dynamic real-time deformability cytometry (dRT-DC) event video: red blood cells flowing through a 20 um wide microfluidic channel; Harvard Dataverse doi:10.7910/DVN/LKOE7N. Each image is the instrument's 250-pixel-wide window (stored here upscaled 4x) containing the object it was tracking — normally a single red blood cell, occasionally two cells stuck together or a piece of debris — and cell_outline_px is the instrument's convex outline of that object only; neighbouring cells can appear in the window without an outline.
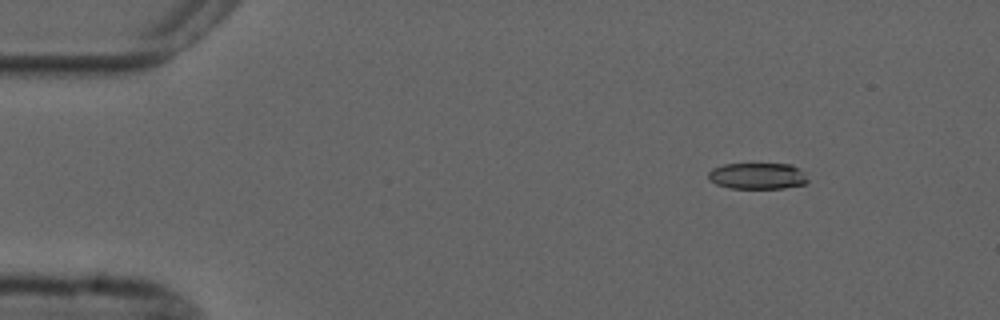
{"species": "common noctule bat (a hibernating species)", "species_latin": "Nyctalus noctula", "temperature_condition": "cold", "stored_images_in_passage": 8, "camera_frame_rate_fps": 3000, "um_per_image_px": 0.085, "animal": {"sex": "male", "forearm_length_mm": 52.5}, "frame": {"image": 1, "passage_image": 2, "time_ms": 1.0, "image_size_px": [1000, 320], "cell_outline_px": [[808, 180], [804, 184], [784, 188], [728, 188], [716, 184], [708, 180], [708, 172], [712, 168], [724, 164], [792, 164], [804, 172]], "centroid_in_image_um": [64.36, 14.95], "position_along_channel_um": 20.6, "area_um2": 15.32}}
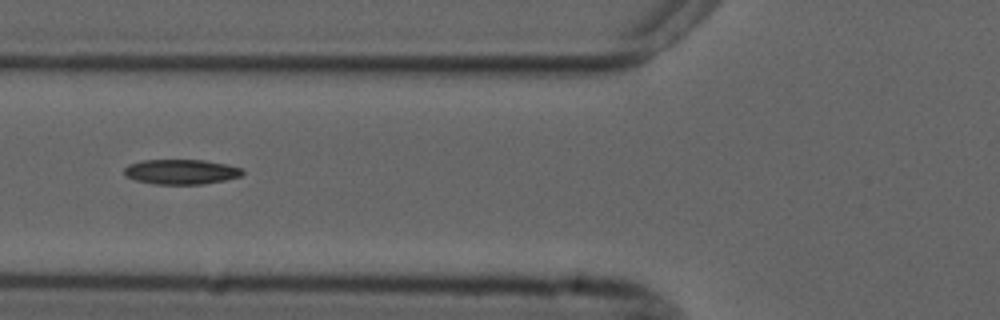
{"frame": {"image": 2, "passage_image": 6, "time_ms": 5.667, "image_size_px": [1000, 320], "cell_outline_px": [[244, 172], [240, 176], [224, 180], [204, 184], [156, 184], [136, 180], [124, 176], [124, 168], [128, 164], [144, 160], [204, 160], [228, 164], [244, 168]], "centroid_in_image_um": [15.41, 14.59], "position_along_channel_um": 110.4, "area_um2": 17.28}}
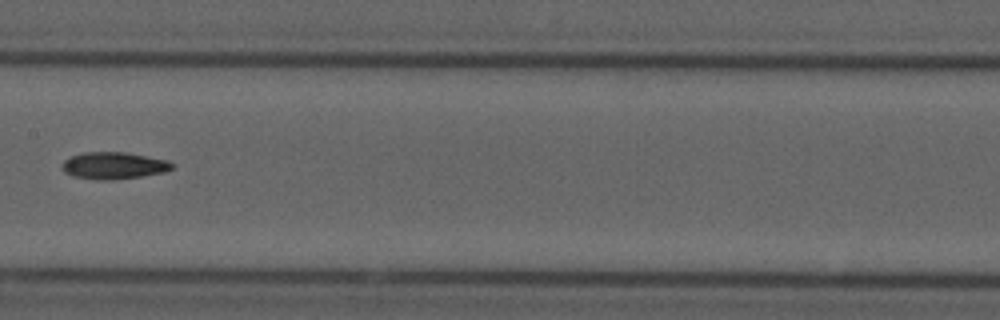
{"frame": {"image": 3, "passage_image": 8, "time_ms": 8.0, "image_size_px": [1000, 320], "cell_outline_px": [[172, 168], [164, 172], [140, 176], [112, 180], [96, 180], [72, 176], [64, 172], [64, 160], [72, 156], [84, 152], [124, 152], [168, 160], [172, 164]], "centroid_in_image_um": [9.65, 14.08], "position_along_channel_um": 197.7, "area_um2": 17.05}}